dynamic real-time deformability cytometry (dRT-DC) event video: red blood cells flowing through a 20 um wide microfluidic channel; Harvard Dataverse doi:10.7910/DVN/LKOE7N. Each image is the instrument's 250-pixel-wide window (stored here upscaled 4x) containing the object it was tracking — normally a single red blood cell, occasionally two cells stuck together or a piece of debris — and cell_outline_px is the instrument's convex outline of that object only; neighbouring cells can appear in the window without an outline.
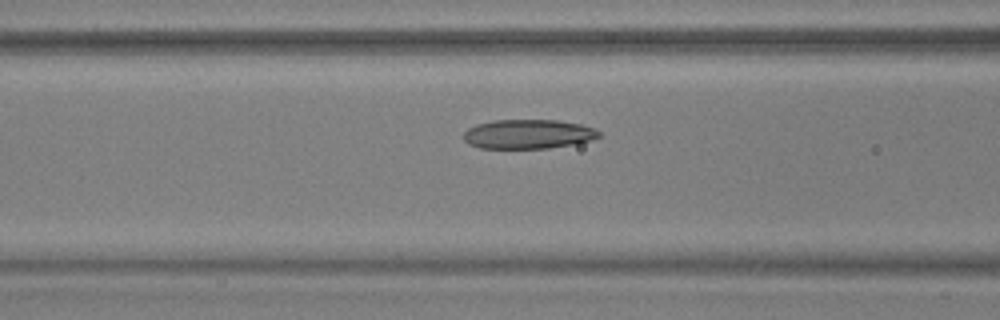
{"species": "common noctule bat (a hibernating species)", "species_latin": "Nyctalus noctula", "temperature_condition": "warm", "stored_images_in_passage": 34, "camera_frame_rate_fps": 3000, "um_per_image_px": 0.085, "animal": {"sex": "male", "body_mass_g": 17.9, "forearm_length_mm": 54.2}, "frame": {"image": 1, "passage_image": 17, "time_ms": 5.333, "image_size_px": [1000, 320], "cell_outline_px": [[600, 136], [592, 140], [572, 144], [548, 148], [480, 148], [468, 144], [464, 140], [464, 132], [468, 128], [476, 124], [492, 120], [560, 120], [580, 124], [592, 128], [600, 132]], "centroid_in_image_um": [44.87, 11.39], "position_along_channel_um": 121.7, "area_um2": 23.12}}
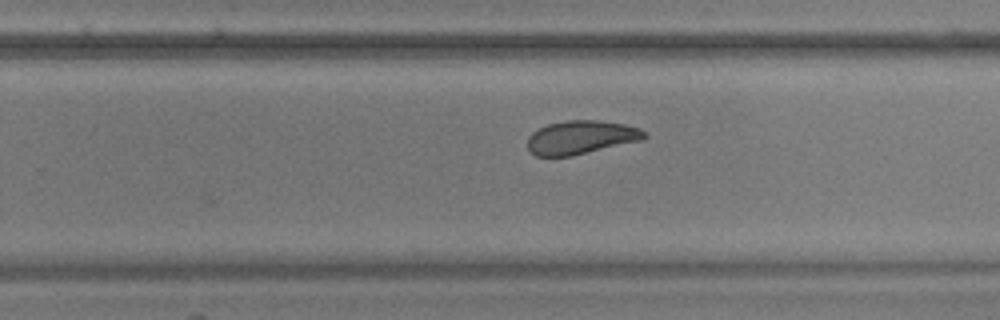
{"frame": {"image": 2, "passage_image": 30, "time_ms": 9.667, "image_size_px": [1000, 320], "cell_outline_px": [[648, 136], [640, 140], [572, 156], [536, 156], [528, 148], [528, 136], [532, 132], [548, 124], [568, 120], [596, 120], [624, 124], [640, 128], [648, 132]], "centroid_in_image_um": [49.4, 11.67], "position_along_channel_um": 280.4, "area_um2": 22.72}}
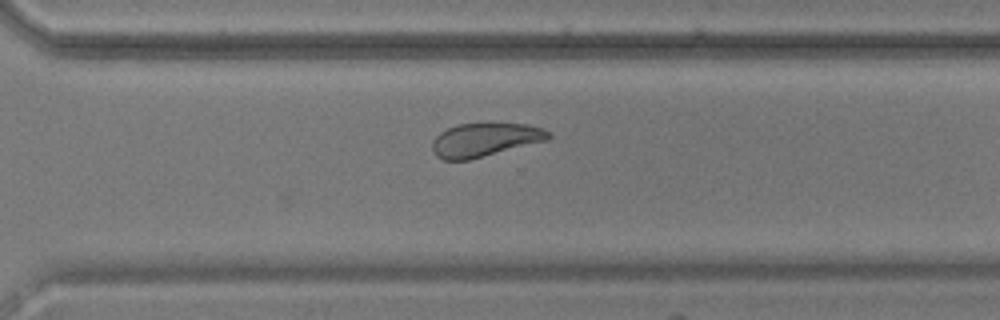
{"frame": {"image": 3, "passage_image": 34, "time_ms": 11.0, "image_size_px": [1000, 320], "cell_outline_px": [[552, 136], [548, 140], [468, 160], [444, 160], [436, 156], [432, 152], [432, 140], [440, 132], [448, 128], [460, 124], [528, 124], [544, 128]], "centroid_in_image_um": [41.2, 11.89], "position_along_channel_um": 329.4, "area_um2": 22.6}}